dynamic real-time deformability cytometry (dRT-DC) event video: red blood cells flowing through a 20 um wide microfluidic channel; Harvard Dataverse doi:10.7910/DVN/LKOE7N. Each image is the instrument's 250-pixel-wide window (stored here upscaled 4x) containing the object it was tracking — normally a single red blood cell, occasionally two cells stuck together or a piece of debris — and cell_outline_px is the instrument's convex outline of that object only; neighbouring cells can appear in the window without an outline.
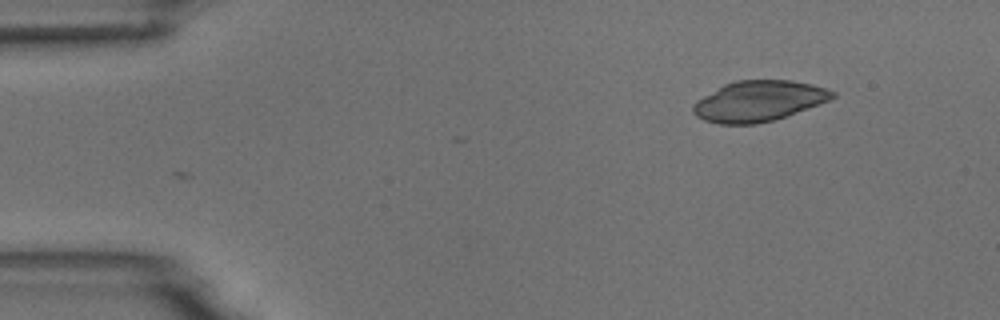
{"species": "common noctule bat (a hibernating species)", "species_latin": "Nyctalus noctula", "temperature_condition": "room temperature", "stored_images_in_passage": 5, "camera_frame_rate_fps": 3000, "um_per_image_px": 0.085, "animal": {"sex": "male", "body_mass_g": 18.8}, "frame": {"image": 1, "passage_image": 1, "time_ms": 0.0, "image_size_px": [1000, 320], "cell_outline_px": [[836, 96], [820, 104], [772, 120], [756, 124], [720, 124], [704, 120], [696, 116], [692, 112], [692, 104], [696, 100], [724, 84], [736, 80], [792, 80], [812, 84], [836, 92]], "centroid_in_image_um": [64.45, 8.58], "position_along_channel_um": 20.5, "area_um2": 32.83}}